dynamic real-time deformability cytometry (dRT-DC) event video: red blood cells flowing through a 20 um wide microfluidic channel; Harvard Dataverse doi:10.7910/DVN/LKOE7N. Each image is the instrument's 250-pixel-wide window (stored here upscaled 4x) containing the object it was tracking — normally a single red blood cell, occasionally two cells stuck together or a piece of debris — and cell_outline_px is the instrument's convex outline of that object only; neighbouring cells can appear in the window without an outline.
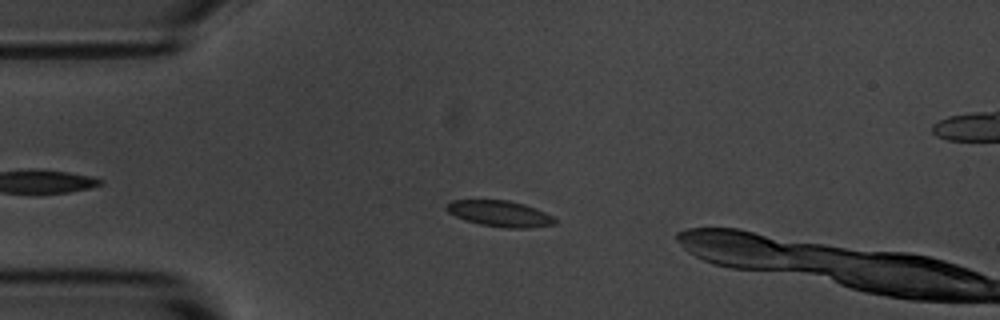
{"species": "common noctule bat (a hibernating species)", "species_latin": "Nyctalus noctula", "temperature_condition": "room temperature", "stored_images_in_passage": 47, "camera_frame_rate_fps": 3000, "um_per_image_px": 0.085, "animal": {"sex": "male", "body_mass_g": 20.1, "forearm_length_mm": 53.5}, "frame": {"image": 1, "passage_image": 10, "time_ms": 3.0, "image_size_px": [1000, 320], "cell_outline_px": [[556, 224], [528, 228], [504, 228], [480, 224], [464, 220], [448, 212], [444, 208], [452, 200], [508, 200], [524, 204], [536, 208], [552, 216], [556, 220]], "centroid_in_image_um": [42.49, 18.16], "position_along_channel_um": 42.5, "area_um2": 16.42}}
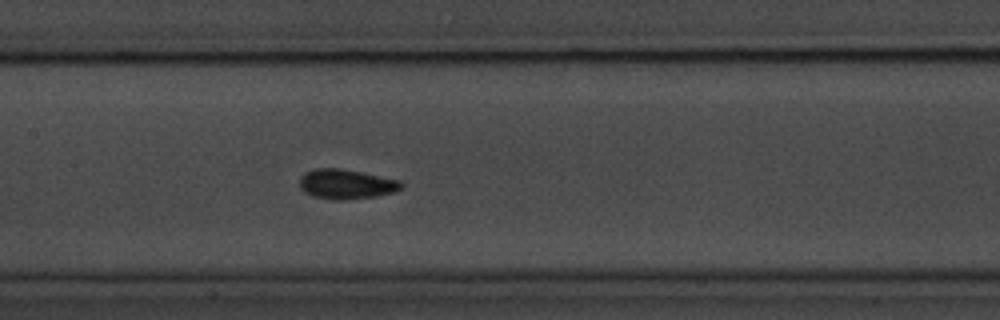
{"frame": {"image": 2, "passage_image": 23, "time_ms": 7.333, "image_size_px": [1000, 320], "cell_outline_px": [[404, 188], [392, 192], [376, 196], [344, 200], [332, 200], [312, 196], [304, 192], [300, 188], [300, 176], [304, 172], [312, 168], [340, 168], [400, 180], [404, 184]], "centroid_in_image_um": [29.4, 15.65], "position_along_channel_um": 178.0, "area_um2": 17.8}}
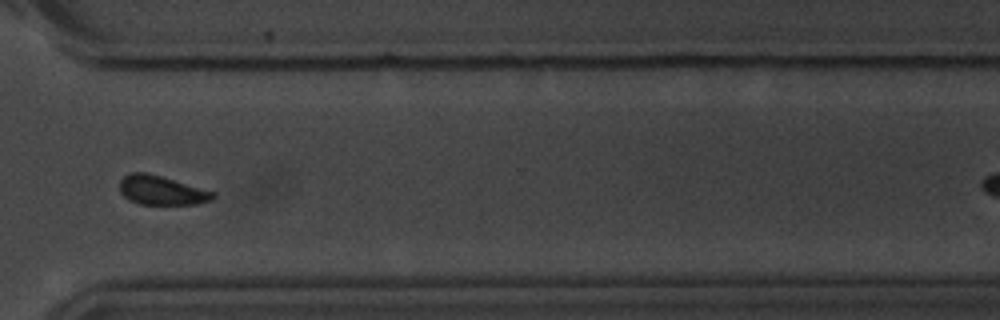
{"frame": {"image": 3, "passage_image": 38, "time_ms": 12.333, "image_size_px": [1000, 320], "cell_outline_px": [[216, 196], [212, 200], [196, 204], [140, 204], [124, 196], [120, 192], [120, 180], [124, 176], [132, 172], [148, 172], [216, 192]], "centroid_in_image_um": [13.76, 16.17], "position_along_channel_um": 356.8, "area_um2": 15.84}, "authors_computed_cell_mechanics": {"area_um2": 16.4152, "velocity_mm_per_s": 3.5786, "shape_relaxation_time_tau1_ms": 1.3587, "shape_relaxation_time_tau2_ms": null, "deformation_change_tau1": 0.076, "deformation_change_tau2": null}}